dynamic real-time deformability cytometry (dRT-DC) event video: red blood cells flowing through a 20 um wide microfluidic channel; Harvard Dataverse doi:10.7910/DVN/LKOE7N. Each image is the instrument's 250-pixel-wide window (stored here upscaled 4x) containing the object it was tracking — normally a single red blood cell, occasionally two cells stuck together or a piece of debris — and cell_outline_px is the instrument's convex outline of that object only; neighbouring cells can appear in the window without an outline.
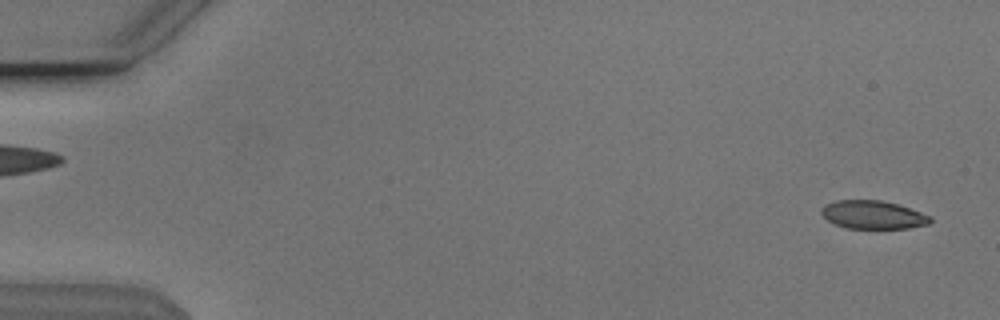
{"species": "Egyptian fruit bat (a non-hibernating species)", "species_latin": "Rousettus aegyptiacus", "temperature_condition": "cold", "stored_images_in_passage": 53, "camera_frame_rate_fps": 3000, "um_per_image_px": 0.085, "animal": {"sex": "male"}, "frame": {"image": 1, "passage_image": 2, "time_ms": 0.333, "image_size_px": [1000, 320], "cell_outline_px": [[932, 220], [928, 224], [908, 228], [848, 228], [836, 224], [828, 220], [820, 212], [820, 208], [824, 204], [836, 200], [880, 200], [896, 204], [932, 216]], "centroid_in_image_um": [74.18, 18.25], "position_along_channel_um": 10.8, "area_um2": 17.8}}
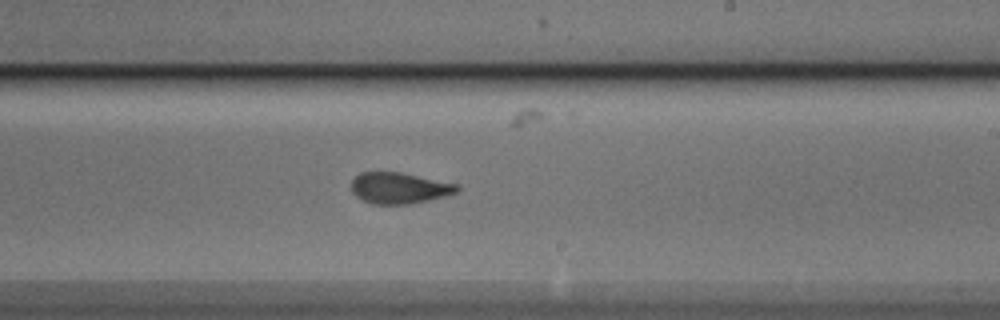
{"frame": {"image": 2, "passage_image": 32, "time_ms": 10.333, "image_size_px": [1000, 320], "cell_outline_px": [[460, 188], [456, 192], [444, 196], [412, 204], [372, 204], [356, 196], [352, 192], [352, 180], [360, 172], [400, 172], [460, 184]], "centroid_in_image_um": [33.95, 15.98], "position_along_channel_um": 255.0, "area_um2": 19.19}}
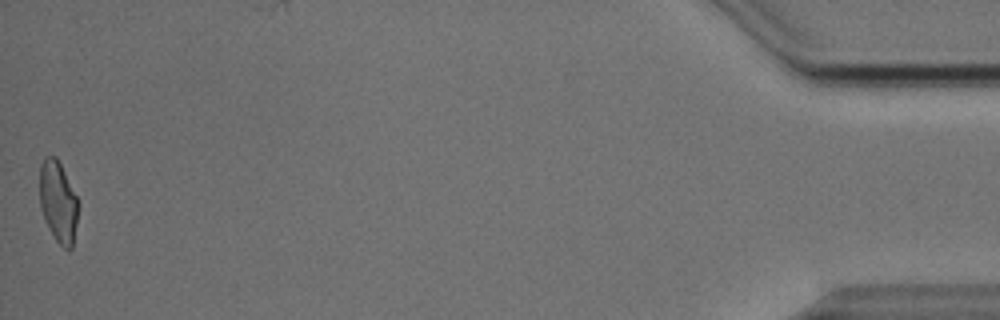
{"frame": {"image": 3, "passage_image": 53, "time_ms": 17.333, "image_size_px": [1000, 320], "cell_outline_px": [[80, 204], [72, 248], [68, 252], [56, 240], [48, 228], [40, 208], [40, 164], [44, 156], [56, 156]], "centroid_in_image_um": [4.95, 17.18], "position_along_channel_um": 430.3, "area_um2": 18.38}, "authors_computed_cell_mechanics": {"area_um2": 19.3052, "velocity_mm_per_s": 3.8531, "shape_relaxation_time_tau1_ms": 2.3197, "shape_relaxation_time_tau2_ms": 0.9967, "deformation_change_tau1": 0.1353, "deformation_change_tau2": 0.0815}}